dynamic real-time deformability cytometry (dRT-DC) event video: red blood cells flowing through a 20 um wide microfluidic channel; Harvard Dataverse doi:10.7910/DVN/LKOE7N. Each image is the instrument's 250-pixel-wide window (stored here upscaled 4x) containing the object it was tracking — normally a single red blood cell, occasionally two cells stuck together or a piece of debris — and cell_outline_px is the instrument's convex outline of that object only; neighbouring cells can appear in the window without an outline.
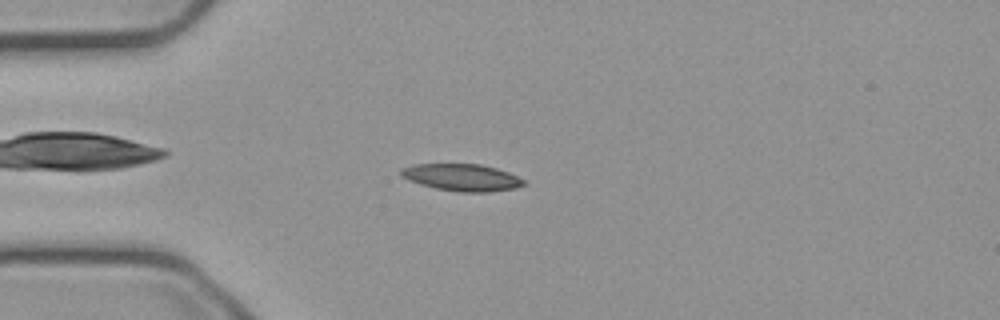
{"species": "common noctule bat (a hibernating species)", "species_latin": "Nyctalus noctula", "temperature_condition": "cold", "stored_images_in_passage": 30, "camera_frame_rate_fps": 3000, "um_per_image_px": 0.085, "animal": {"sex": "male", "body_mass_g": 23.1, "forearm_length_mm": 52.7}, "frame": {"image": 1, "passage_image": 3, "time_ms": 0.667, "image_size_px": [1000, 320], "cell_outline_px": [[524, 184], [516, 188], [488, 192], [460, 192], [436, 188], [420, 184], [408, 180], [400, 176], [400, 168], [412, 164], [480, 164], [496, 168], [508, 172], [524, 180]], "centroid_in_image_um": [39.21, 15.07], "position_along_channel_um": 45.8, "area_um2": 19.31}}
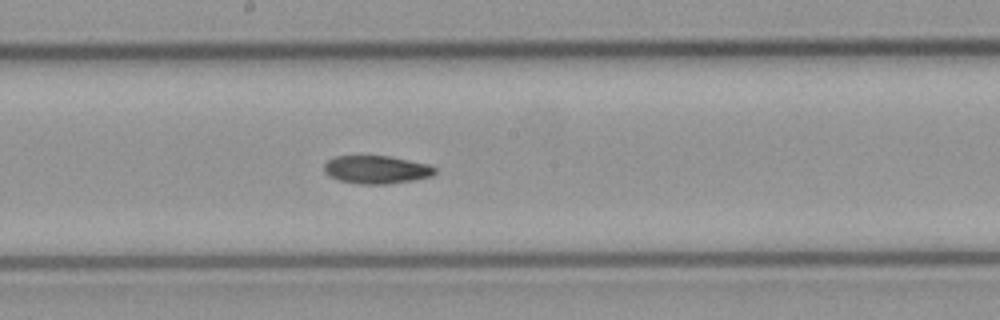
{"frame": {"image": 2, "passage_image": 18, "time_ms": 5.667, "image_size_px": [1000, 320], "cell_outline_px": [[436, 172], [432, 176], [412, 180], [388, 184], [356, 184], [340, 180], [328, 176], [324, 172], [324, 164], [328, 160], [336, 156], [388, 156], [428, 164], [436, 168]], "centroid_in_image_um": [31.98, 14.42], "position_along_channel_um": 216.2, "area_um2": 18.09}}
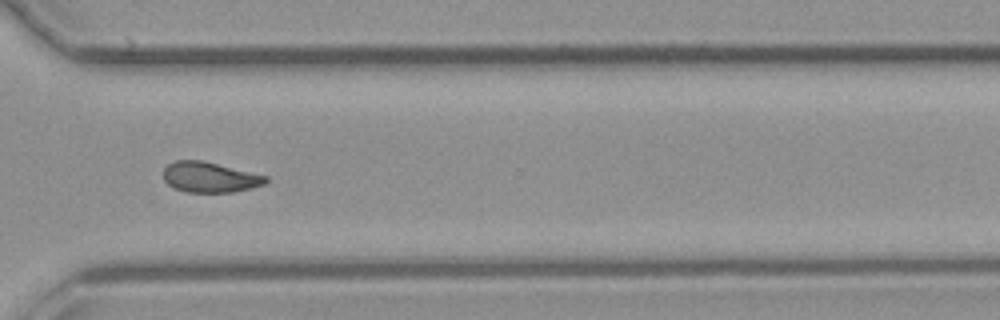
{"frame": {"image": 3, "passage_image": 29, "time_ms": 9.333, "image_size_px": [1000, 320], "cell_outline_px": [[268, 180], [264, 184], [252, 188], [232, 192], [184, 192], [168, 184], [164, 180], [164, 168], [168, 164], [176, 160], [200, 160], [268, 176]], "centroid_in_image_um": [17.83, 15.07], "position_along_channel_um": 352.8, "area_um2": 17.98}, "authors_computed_cell_mechanics": {"area_um2": 18.7561, "velocity_mm_per_s": 3.74, "shape_relaxation_time_tau1_ms": null, "shape_relaxation_time_tau2_ms": 2.7358, "deformation_change_tau1": null, "deformation_change_tau2": 0.0859}}